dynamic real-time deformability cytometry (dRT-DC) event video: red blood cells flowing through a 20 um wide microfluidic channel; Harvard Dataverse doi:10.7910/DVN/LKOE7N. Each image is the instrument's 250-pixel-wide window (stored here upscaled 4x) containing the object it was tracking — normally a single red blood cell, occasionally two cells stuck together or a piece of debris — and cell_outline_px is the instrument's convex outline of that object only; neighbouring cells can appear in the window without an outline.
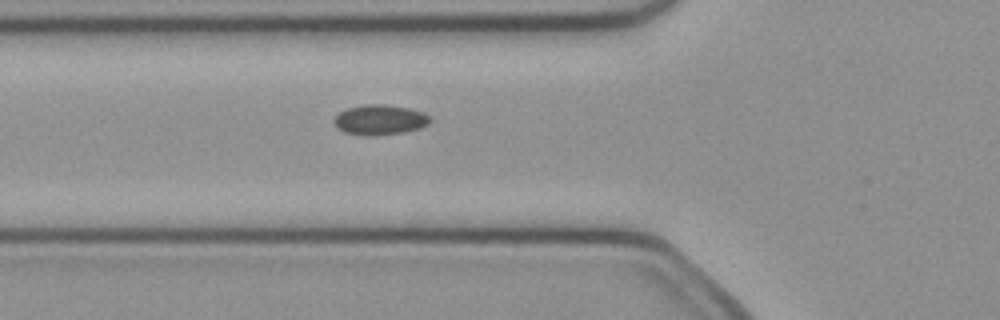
{"species": "common noctule bat (a hibernating species)", "species_latin": "Nyctalus noctula", "temperature_condition": "cold", "stored_images_in_passage": 35, "camera_frame_rate_fps": 3000, "um_per_image_px": 0.085, "animal": {"sex": "female", "body_mass_g": 21.9}, "frame": {"image": 1, "passage_image": 5, "time_ms": 1.333, "image_size_px": [1000, 320], "cell_outline_px": [[432, 120], [428, 124], [420, 128], [404, 132], [376, 136], [368, 136], [344, 132], [336, 128], [332, 120], [340, 112], [348, 108], [364, 104], [384, 104], [408, 108], [420, 112], [428, 116]], "centroid_in_image_um": [32.25, 10.19], "position_along_channel_um": 93.5, "area_um2": 16.88}}
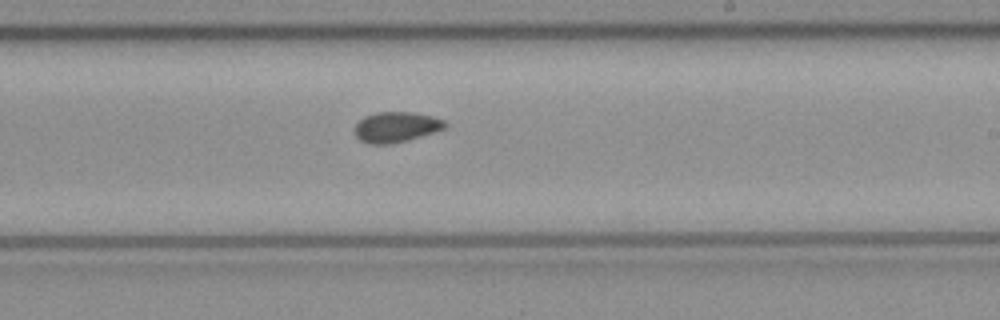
{"frame": {"image": 2, "passage_image": 17, "time_ms": 5.333, "image_size_px": [1000, 320], "cell_outline_px": [[448, 124], [444, 128], [408, 140], [392, 144], [368, 144], [360, 140], [352, 132], [352, 128], [364, 116], [376, 112], [412, 112], [432, 116], [444, 120]], "centroid_in_image_um": [33.61, 10.8], "position_along_channel_um": 255.4, "area_um2": 16.13}}
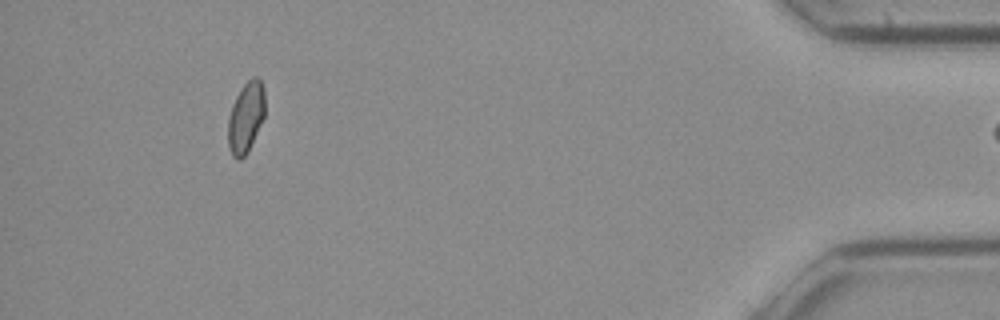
{"frame": {"image": 3, "passage_image": 34, "time_ms": 11.0, "image_size_px": [1000, 320], "cell_outline_px": [[264, 116], [248, 152], [240, 160], [236, 160], [232, 156], [228, 148], [228, 116], [232, 104], [240, 88], [252, 76], [256, 76], [260, 80], [264, 88]], "centroid_in_image_um": [20.87, 9.98], "position_along_channel_um": 414.3, "area_um2": 15.37}}